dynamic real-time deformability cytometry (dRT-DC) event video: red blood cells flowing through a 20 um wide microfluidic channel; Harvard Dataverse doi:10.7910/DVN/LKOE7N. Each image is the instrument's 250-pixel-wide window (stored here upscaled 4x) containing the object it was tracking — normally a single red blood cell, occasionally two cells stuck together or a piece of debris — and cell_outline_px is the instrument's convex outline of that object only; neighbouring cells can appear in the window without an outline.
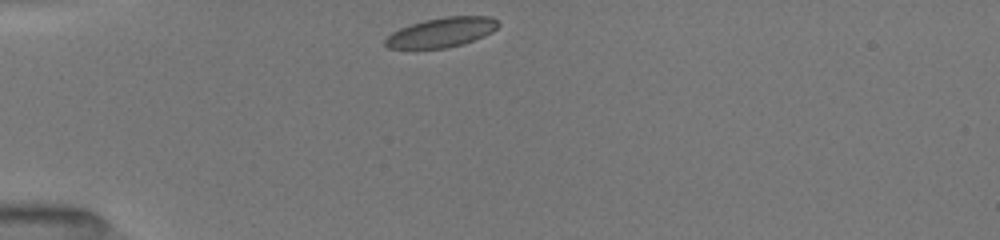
{"species": "common noctule bat (a hibernating species)", "species_latin": "Nyctalus noctula", "temperature_condition": "room temperature", "stored_images_in_passage": 15, "camera_frame_rate_fps": 3000, "um_per_image_px": 0.085, "animal": {"sex": "female", "body_mass_g": 19.5, "forearm_length_mm": 54.1}, "frame": {"image": 1, "passage_image": 1, "time_ms": 0.0, "image_size_px": [1000, 240], "cell_outline_px": [[500, 24], [492, 32], [484, 36], [460, 44], [444, 48], [388, 48], [384, 44], [384, 40], [392, 32], [400, 28], [424, 20], [444, 16], [492, 16]], "centroid_in_image_um": [37.53, 2.73], "position_along_channel_um": 47.5, "area_um2": 19.31}}
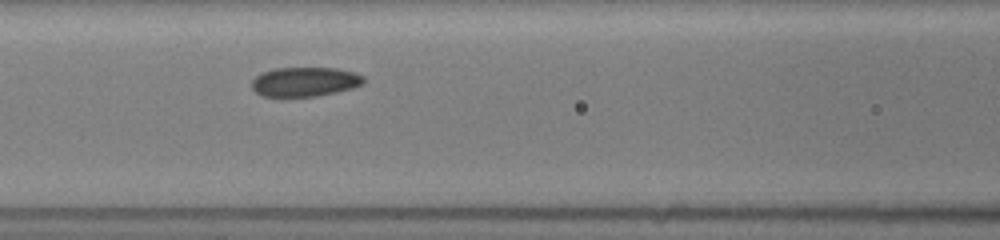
{"frame": {"image": 2, "passage_image": 6, "time_ms": 3.0, "image_size_px": [1000, 240], "cell_outline_px": [[364, 84], [352, 88], [336, 92], [316, 96], [260, 96], [252, 88], [252, 80], [256, 76], [272, 68], [336, 68], [356, 72], [364, 76]], "centroid_in_image_um": [25.93, 6.94], "position_along_channel_um": 140.7, "area_um2": 19.19}}
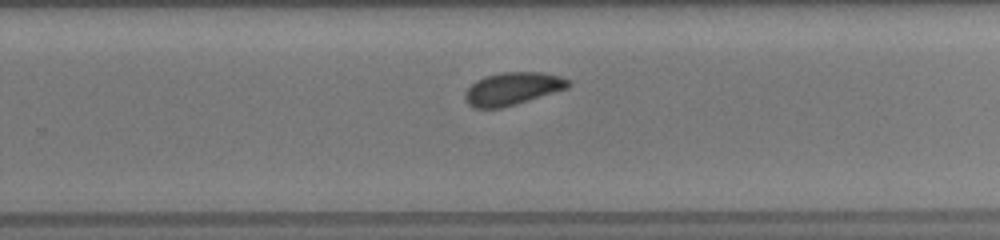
{"frame": {"image": 3, "passage_image": 15, "time_ms": 6.667, "image_size_px": [1000, 240], "cell_outline_px": [[572, 84], [568, 88], [516, 104], [500, 108], [472, 108], [468, 104], [464, 96], [468, 88], [476, 80], [484, 76], [500, 72], [540, 72], [560, 76], [572, 80]], "centroid_in_image_um": [43.58, 7.53], "position_along_channel_um": 286.2, "area_um2": 19.77}}